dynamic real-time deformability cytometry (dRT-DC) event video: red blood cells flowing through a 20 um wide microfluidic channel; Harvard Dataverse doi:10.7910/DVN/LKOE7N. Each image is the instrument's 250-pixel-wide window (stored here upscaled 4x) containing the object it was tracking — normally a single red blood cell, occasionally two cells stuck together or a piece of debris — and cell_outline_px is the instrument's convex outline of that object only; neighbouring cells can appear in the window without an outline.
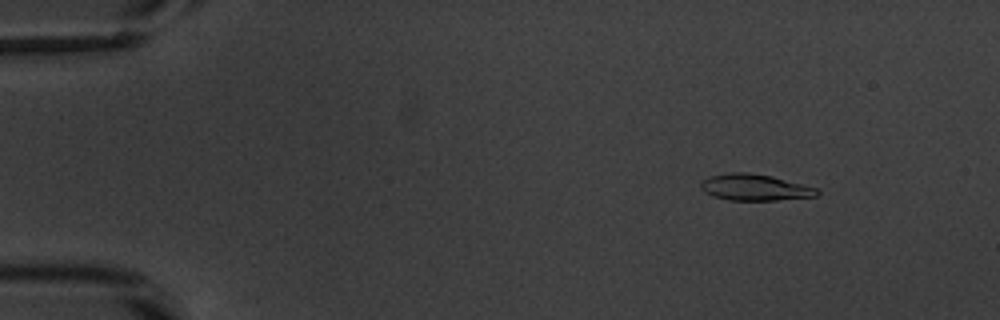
{"species": "common noctule bat (a hibernating species)", "species_latin": "Nyctalus noctula", "temperature_condition": "warm", "stored_images_in_passage": 53, "camera_frame_rate_fps": 3000, "um_per_image_px": 0.085, "animal": {"sex": "male", "body_mass_g": 20.1, "forearm_length_mm": 53.5}, "frame": {"image": 1, "passage_image": 6, "time_ms": 1.667, "image_size_px": [1000, 320], "cell_outline_px": [[820, 192], [816, 196], [776, 200], [728, 200], [712, 196], [704, 192], [700, 188], [700, 184], [704, 180], [712, 176], [732, 172], [748, 172], [772, 176], [816, 188]], "centroid_in_image_um": [64.14, 15.93], "position_along_channel_um": 20.9, "area_um2": 17.69}}
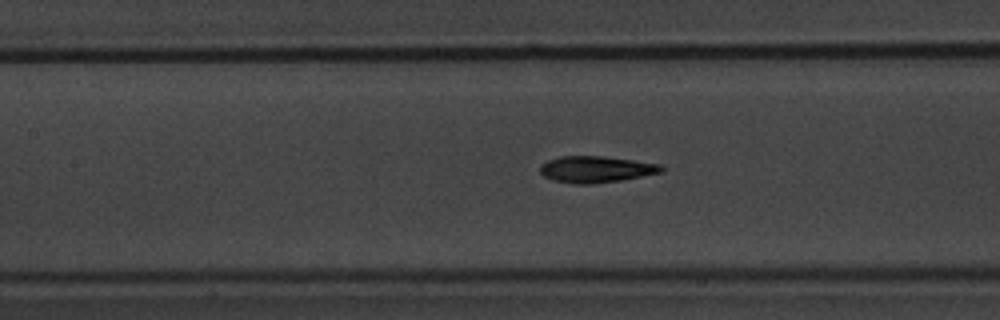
{"frame": {"image": 2, "passage_image": 24, "time_ms": 7.667, "image_size_px": [1000, 320], "cell_outline_px": [[664, 172], [620, 180], [592, 184], [576, 184], [552, 180], [544, 176], [540, 172], [540, 164], [548, 160], [560, 156], [604, 156], [660, 164], [664, 168]], "centroid_in_image_um": [50.64, 14.39], "position_along_channel_um": 156.8, "area_um2": 18.73}}
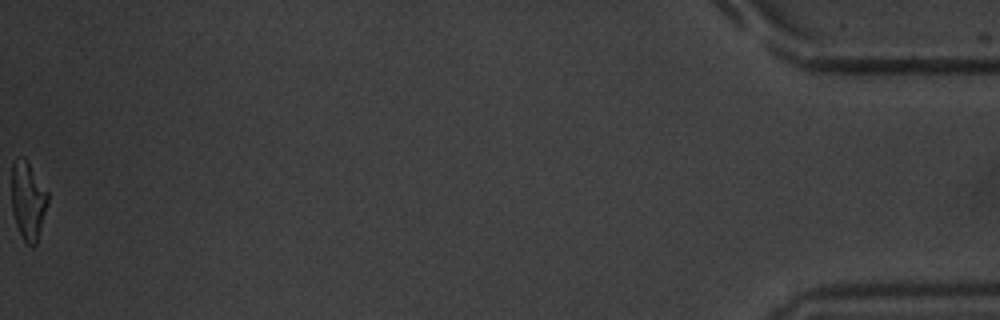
{"frame": {"image": 3, "passage_image": 53, "time_ms": 17.333, "image_size_px": [1000, 320], "cell_outline_px": [[48, 200], [36, 244], [32, 248], [24, 240], [16, 224], [12, 212], [12, 164], [20, 156], [24, 156], [48, 192]], "centroid_in_image_um": [2.37, 17.04], "position_along_channel_um": 432.8, "area_um2": 16.24}, "authors_computed_cell_mechanics": {"area_um2": 17.9758, "velocity_mm_per_s": 3.8443, "shape_relaxation_time_tau1_ms": 3.4092, "shape_relaxation_time_tau2_ms": 2.2585, "deformation_change_tau1": 0.1561, "deformation_change_tau2": 0.1102}}